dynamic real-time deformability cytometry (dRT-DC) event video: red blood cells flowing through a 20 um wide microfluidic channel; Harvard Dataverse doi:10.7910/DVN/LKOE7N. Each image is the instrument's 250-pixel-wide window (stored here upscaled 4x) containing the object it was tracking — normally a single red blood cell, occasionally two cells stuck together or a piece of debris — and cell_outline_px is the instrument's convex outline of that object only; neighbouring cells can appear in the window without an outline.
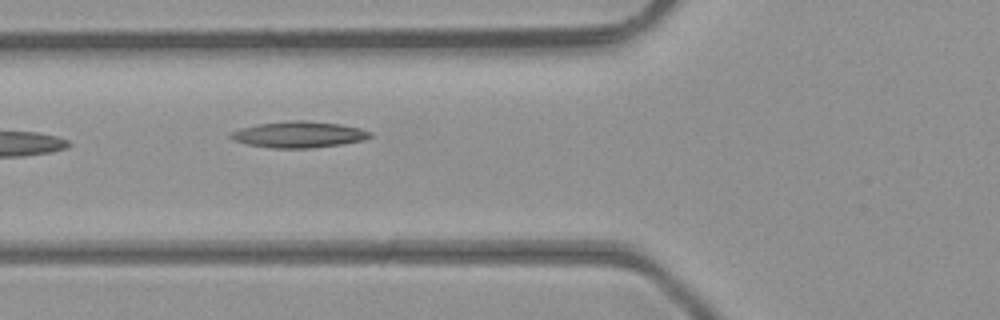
{"species": "common noctule bat (a hibernating species)", "species_latin": "Nyctalus noctula", "temperature_condition": "room temperature", "stored_images_in_passage": 7, "camera_frame_rate_fps": 3000, "um_per_image_px": 0.085, "animal": {"sex": "male", "body_mass_g": 23.1, "forearm_length_mm": 52.7}, "frame": {"image": 1, "passage_image": 6, "time_ms": 1.667, "image_size_px": [1000, 320], "cell_outline_px": [[372, 136], [364, 140], [340, 144], [312, 148], [272, 148], [248, 144], [232, 140], [228, 136], [232, 132], [240, 128], [256, 124], [288, 120], [308, 120], [340, 124], [360, 128], [372, 132]], "centroid_in_image_um": [25.39, 11.42], "position_along_channel_um": 100.4, "area_um2": 21.44}}
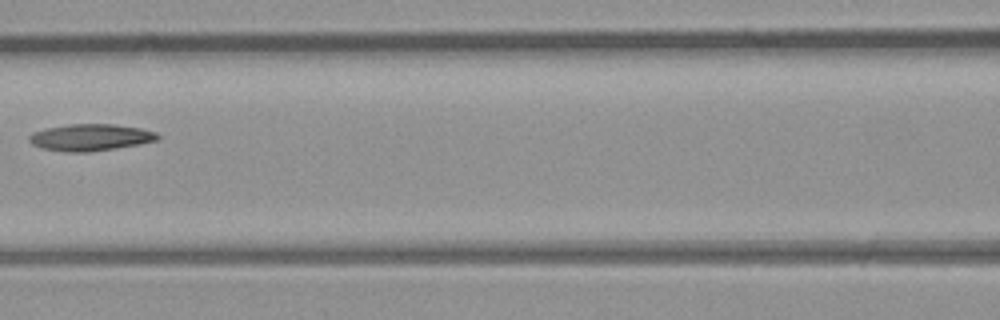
{"frame": {"image": 2, "passage_image": 7, "time_ms": 2.0, "image_size_px": [1000, 320], "cell_outline_px": [[160, 136], [156, 140], [140, 144], [116, 148], [88, 152], [64, 152], [40, 148], [32, 144], [28, 140], [28, 136], [32, 132], [44, 128], [68, 124], [112, 124], [140, 128], [156, 132]], "centroid_in_image_um": [7.63, 11.68], "position_along_channel_um": 159.0, "area_um2": 20.17}}